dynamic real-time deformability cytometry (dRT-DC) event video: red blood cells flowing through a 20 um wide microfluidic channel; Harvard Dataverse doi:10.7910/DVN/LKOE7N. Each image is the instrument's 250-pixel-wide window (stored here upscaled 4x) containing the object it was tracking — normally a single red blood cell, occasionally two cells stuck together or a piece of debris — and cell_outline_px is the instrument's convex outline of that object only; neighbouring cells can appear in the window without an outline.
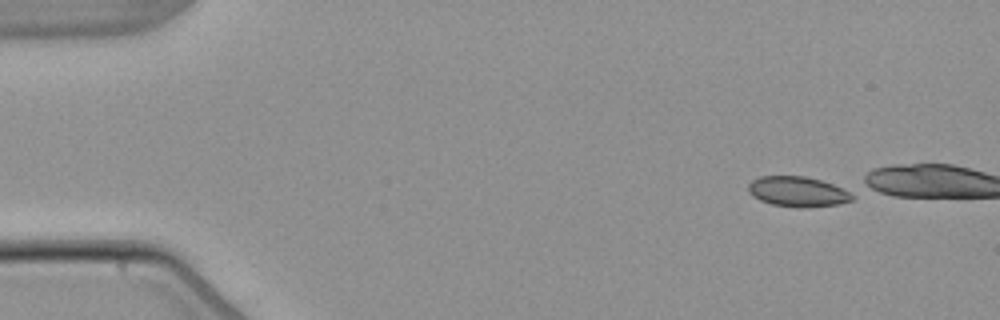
{"species": "common noctule bat (a hibernating species)", "species_latin": "Nyctalus noctula", "temperature_condition": "warm", "stored_images_in_passage": 5, "camera_frame_rate_fps": 3000, "um_per_image_px": 0.085, "animal": {"sex": "male", "body_mass_g": 21.5, "forearm_length_mm": 52.0}, "frame": {"image": 1, "passage_image": 1, "time_ms": 0.0, "image_size_px": [1000, 320], "cell_outline_px": [[856, 196], [852, 200], [840, 204], [808, 208], [796, 208], [772, 204], [760, 200], [752, 196], [748, 192], [748, 184], [752, 180], [760, 176], [804, 176], [820, 180], [856, 192]], "centroid_in_image_um": [67.86, 16.3], "position_along_channel_um": 17.1, "area_um2": 18.73}}